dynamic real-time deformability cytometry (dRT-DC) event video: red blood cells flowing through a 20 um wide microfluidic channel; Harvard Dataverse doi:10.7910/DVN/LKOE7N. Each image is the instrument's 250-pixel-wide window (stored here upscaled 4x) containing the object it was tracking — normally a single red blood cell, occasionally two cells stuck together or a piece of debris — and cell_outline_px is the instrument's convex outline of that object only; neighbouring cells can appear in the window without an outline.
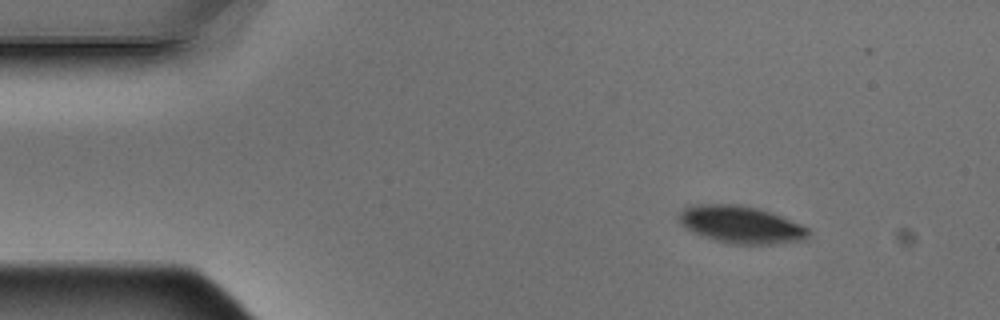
{"species": "Egyptian fruit bat (a non-hibernating species)", "species_latin": "Rousettus aegyptiacus", "temperature_condition": "warm", "stored_images_in_passage": 12, "camera_frame_rate_fps": 3000, "um_per_image_px": 0.085, "animal": {"sex": "male"}, "frame": {"image": 1, "passage_image": 1, "time_ms": 0.0, "image_size_px": [1000, 320], "cell_outline_px": [[808, 240], [776, 244], [728, 244], [704, 236], [684, 228], [680, 220], [680, 212], [684, 208], [696, 204], [740, 204], [756, 208], [780, 216], [800, 224], [808, 228]], "centroid_in_image_um": [63.0, 19.1], "position_along_channel_um": 22.0, "area_um2": 27.98}}
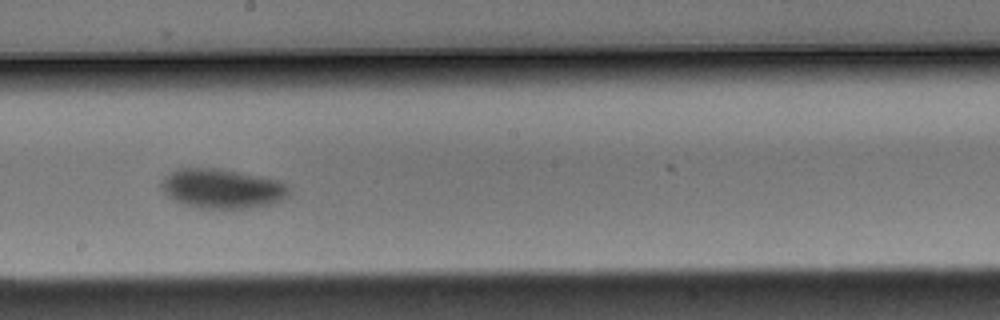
{"frame": {"image": 2, "passage_image": 7, "time_ms": 2.0, "image_size_px": [1000, 320], "cell_outline_px": [[292, 192], [288, 196], [272, 204], [252, 208], [200, 208], [184, 204], [168, 196], [160, 188], [160, 184], [164, 176], [180, 168], [212, 168], [260, 176], [280, 180], [288, 184], [292, 188]], "centroid_in_image_um": [18.93, 16.04], "position_along_channel_um": 229.3, "area_um2": 29.48}}
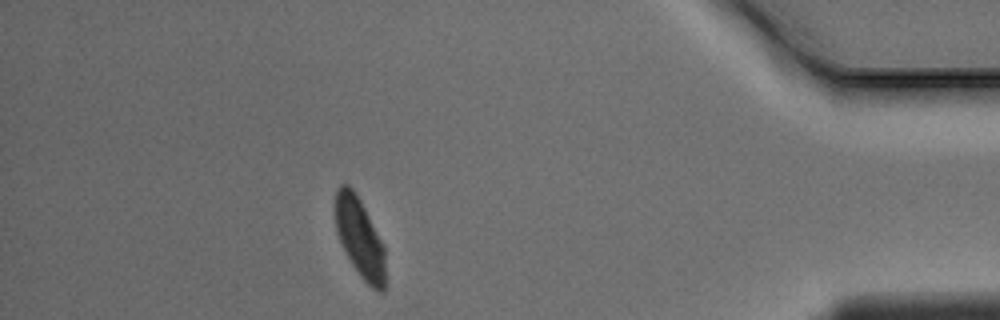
{"frame": {"image": 3, "passage_image": 12, "time_ms": 3.667, "image_size_px": [1000, 320], "cell_outline_px": [[384, 292], [380, 292], [372, 288], [360, 276], [352, 264], [336, 232], [336, 188], [340, 184], [348, 184], [352, 188], [360, 200], [384, 244]], "centroid_in_image_um": [30.58, 20.19], "position_along_channel_um": 404.6, "area_um2": 22.83}}